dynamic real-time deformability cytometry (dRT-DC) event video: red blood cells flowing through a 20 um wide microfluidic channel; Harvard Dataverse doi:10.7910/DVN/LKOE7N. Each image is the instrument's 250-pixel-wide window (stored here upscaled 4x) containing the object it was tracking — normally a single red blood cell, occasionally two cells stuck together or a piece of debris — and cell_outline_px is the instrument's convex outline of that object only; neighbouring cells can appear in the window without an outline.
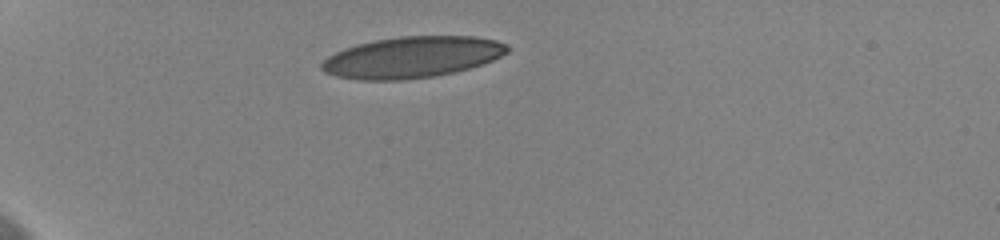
{"species": "human", "species_latin": "Homo sapiens", "temperature_condition": "cold", "stored_images_in_passage": 7, "camera_frame_rate_fps": 3000, "um_per_image_px": 0.085, "donor": {"sex": "female"}, "frame": {"image": 1, "passage_image": 1, "time_ms": 0.0, "image_size_px": [1000, 240], "cell_outline_px": [[508, 52], [484, 64], [456, 72], [436, 76], [404, 80], [360, 80], [336, 76], [324, 72], [320, 68], [320, 64], [328, 56], [344, 48], [356, 44], [376, 40], [400, 36], [472, 36], [496, 40], [508, 44]], "centroid_in_image_um": [35.02, 4.87], "position_along_channel_um": 50.0, "area_um2": 44.85}}